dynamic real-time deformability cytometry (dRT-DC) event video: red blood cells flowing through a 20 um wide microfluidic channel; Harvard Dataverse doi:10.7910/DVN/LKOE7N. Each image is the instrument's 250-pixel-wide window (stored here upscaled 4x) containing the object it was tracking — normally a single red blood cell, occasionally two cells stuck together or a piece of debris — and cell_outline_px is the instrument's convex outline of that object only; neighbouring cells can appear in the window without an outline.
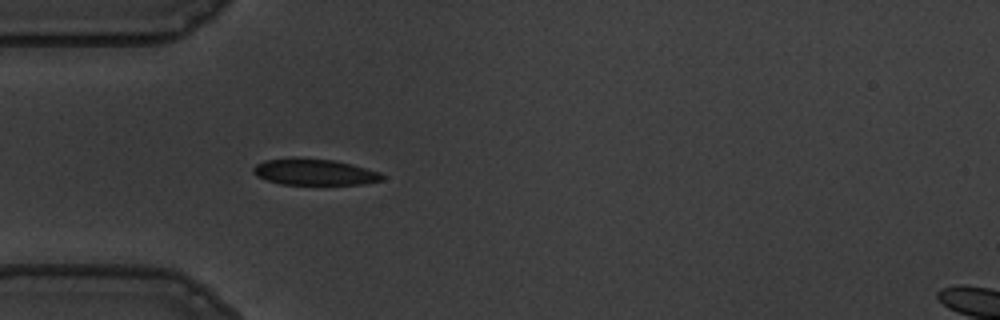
{"species": "common noctule bat (a hibernating species)", "species_latin": "Nyctalus noctula", "temperature_condition": "warm", "stored_images_in_passage": 40, "camera_frame_rate_fps": 3000, "um_per_image_px": 0.085, "animal": {"sex": "male", "body_mass_g": 19.5, "forearm_length_mm": 54.6}, "frame": {"image": 1, "passage_image": 1, "time_ms": 0.0, "image_size_px": [1000, 320], "cell_outline_px": [[384, 180], [360, 184], [280, 184], [256, 176], [252, 172], [252, 168], [256, 164], [264, 160], [292, 156], [332, 160], [380, 172], [384, 176]], "centroid_in_image_um": [26.65, 14.6], "position_along_channel_um": 58.4, "area_um2": 19.77}}
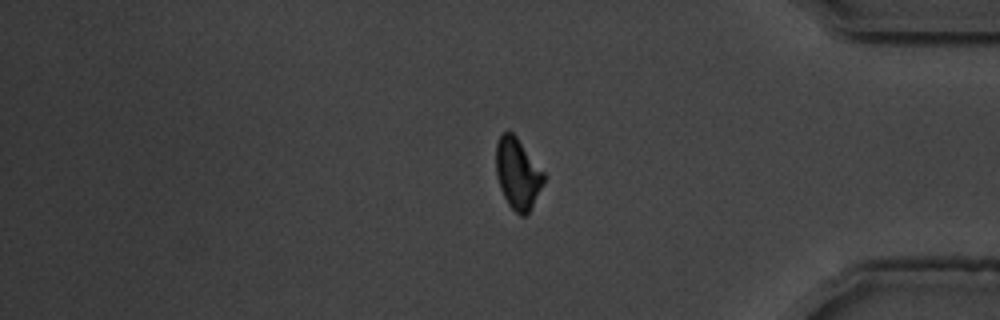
{"frame": {"image": 2, "passage_image": 31, "time_ms": 10.0, "image_size_px": [1000, 320], "cell_outline_px": [[544, 184], [528, 212], [524, 216], [520, 216], [508, 204], [500, 188], [496, 176], [496, 144], [500, 136], [504, 132], [512, 132], [516, 136], [544, 172]], "centroid_in_image_um": [43.99, 14.76], "position_along_channel_um": 391.2, "area_um2": 19.54}}
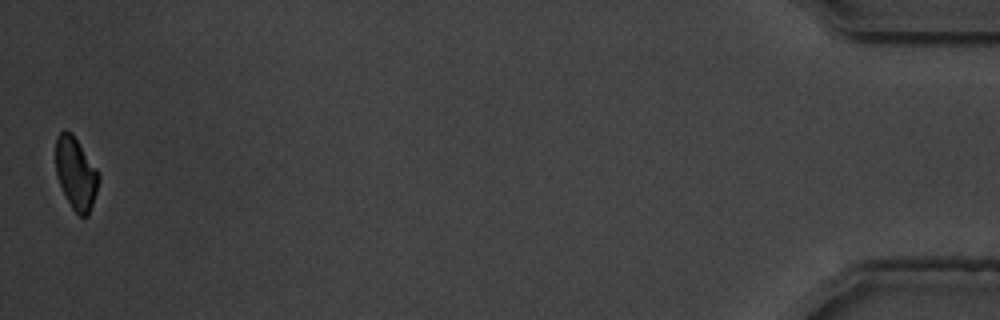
{"frame": {"image": 3, "passage_image": 40, "time_ms": 13.0, "image_size_px": [1000, 320], "cell_outline_px": [[100, 180], [88, 216], [80, 216], [72, 208], [56, 176], [56, 136], [64, 128], [72, 132], [100, 172]], "centroid_in_image_um": [6.46, 14.68], "position_along_channel_um": 428.7, "area_um2": 18.21}, "authors_computed_cell_mechanics": {"area_um2": 20.519, "velocity_mm_per_s": 3.6009, "shape_relaxation_time_tau1_ms": 2.9602, "shape_relaxation_time_tau2_ms": 3.3359, "deformation_change_tau1": 0.0939, "deformation_change_tau2": 0.0335}}